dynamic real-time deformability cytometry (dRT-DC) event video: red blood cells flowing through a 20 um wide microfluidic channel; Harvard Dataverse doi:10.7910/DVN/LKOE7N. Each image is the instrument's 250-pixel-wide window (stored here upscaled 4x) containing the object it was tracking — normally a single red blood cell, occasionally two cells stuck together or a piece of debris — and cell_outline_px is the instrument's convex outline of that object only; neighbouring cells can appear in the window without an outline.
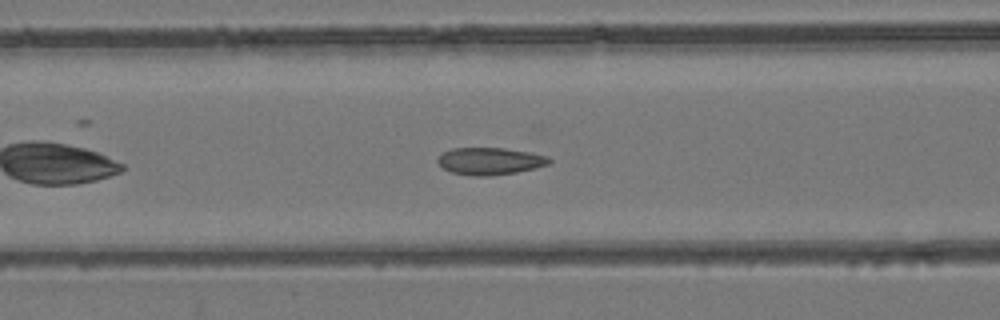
{"species": "common noctule bat (a hibernating species)", "species_latin": "Nyctalus noctula", "temperature_condition": "room temperature", "stored_images_in_passage": 22, "camera_frame_rate_fps": 3000, "um_per_image_px": 0.085, "animal": {"sex": "female", "body_mass_g": 24.6, "forearm_length_mm": 56.2}, "frame": {"image": 1, "passage_image": 9, "time_ms": 2.667, "image_size_px": [1000, 320], "cell_outline_px": [[552, 160], [548, 164], [536, 168], [516, 172], [492, 176], [476, 176], [452, 172], [444, 168], [436, 160], [444, 152], [452, 148], [504, 148], [528, 152], [548, 156]], "centroid_in_image_um": [41.67, 13.69], "position_along_channel_um": 124.9, "area_um2": 17.51}}
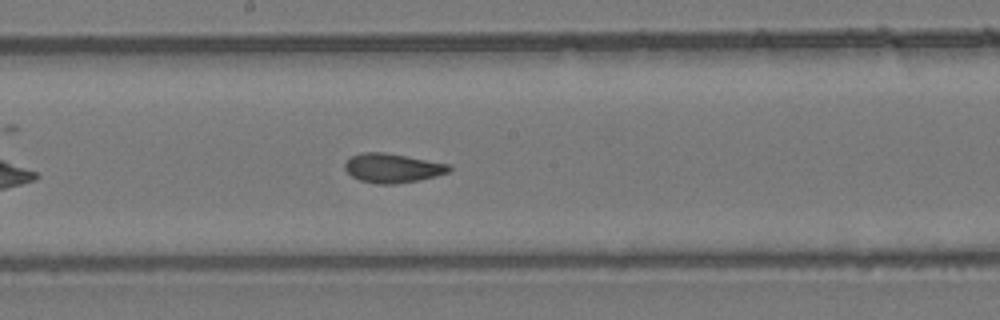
{"frame": {"image": 2, "passage_image": 16, "time_ms": 5.0, "image_size_px": [1000, 320], "cell_outline_px": [[452, 168], [448, 172], [436, 176], [420, 180], [396, 184], [376, 184], [360, 180], [352, 176], [344, 168], [344, 164], [352, 156], [360, 152], [384, 152], [448, 164]], "centroid_in_image_um": [33.34, 14.29], "position_along_channel_um": 214.9, "area_um2": 17.63}}
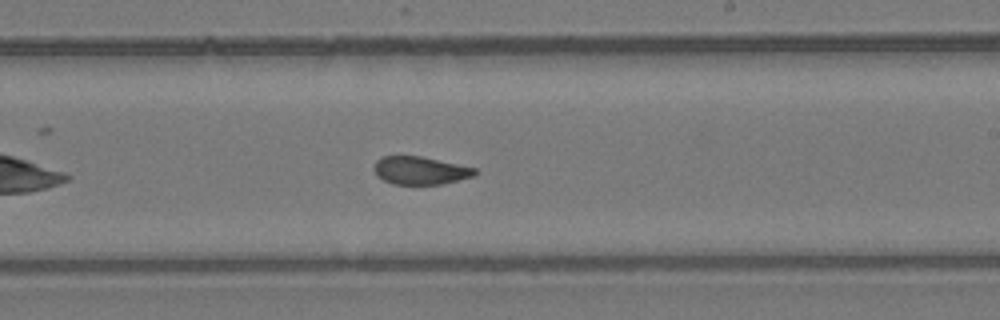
{"frame": {"image": 3, "passage_image": 19, "time_ms": 6.0, "image_size_px": [1000, 320], "cell_outline_px": [[480, 172], [472, 176], [440, 184], [392, 184], [376, 176], [372, 168], [376, 160], [380, 156], [420, 156], [476, 168]], "centroid_in_image_um": [35.67, 14.48], "position_along_channel_um": 253.3, "area_um2": 16.42}}